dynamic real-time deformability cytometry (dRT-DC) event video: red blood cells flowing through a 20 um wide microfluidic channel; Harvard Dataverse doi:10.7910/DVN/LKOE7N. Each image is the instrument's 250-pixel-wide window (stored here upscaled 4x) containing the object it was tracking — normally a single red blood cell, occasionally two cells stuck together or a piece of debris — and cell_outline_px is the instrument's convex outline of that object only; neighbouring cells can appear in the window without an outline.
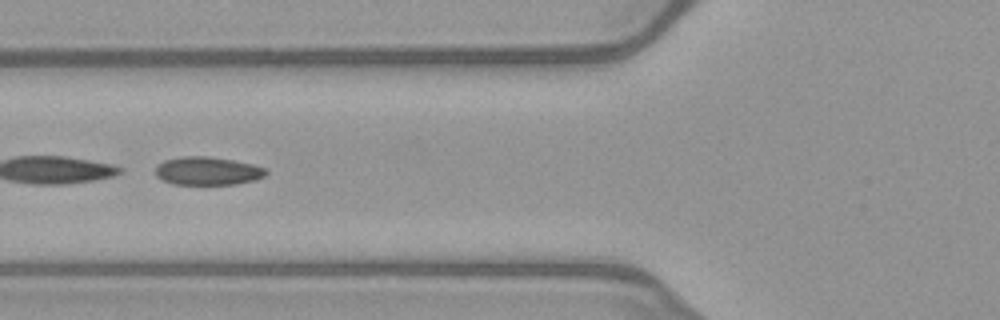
{"species": "common noctule bat (a hibernating species)", "species_latin": "Nyctalus noctula", "temperature_condition": "warm", "stored_images_in_passage": 24, "camera_frame_rate_fps": 3000, "um_per_image_px": 0.085, "animal": {"sex": "female", "body_mass_g": 21.9}, "frame": {"image": 1, "passage_image": 18, "time_ms": 5.667, "image_size_px": [1000, 320], "cell_outline_px": [[268, 172], [264, 176], [252, 180], [236, 184], [172, 184], [156, 176], [156, 164], [164, 160], [184, 156], [208, 156], [232, 160], [252, 164], [264, 168]], "centroid_in_image_um": [17.61, 14.52], "position_along_channel_um": 108.2, "area_um2": 18.03}}